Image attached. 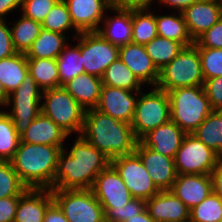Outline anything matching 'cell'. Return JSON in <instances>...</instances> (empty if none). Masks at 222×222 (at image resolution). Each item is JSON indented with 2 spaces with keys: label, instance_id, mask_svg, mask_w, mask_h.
Instances as JSON below:
<instances>
[{
  "label": "cell",
  "instance_id": "obj_1",
  "mask_svg": "<svg viewBox=\"0 0 222 222\" xmlns=\"http://www.w3.org/2000/svg\"><path fill=\"white\" fill-rule=\"evenodd\" d=\"M66 148L65 143L59 153L52 189H91L96 176L111 164V160L80 135L69 151Z\"/></svg>",
  "mask_w": 222,
  "mask_h": 222
},
{
  "label": "cell",
  "instance_id": "obj_2",
  "mask_svg": "<svg viewBox=\"0 0 222 222\" xmlns=\"http://www.w3.org/2000/svg\"><path fill=\"white\" fill-rule=\"evenodd\" d=\"M80 136L110 160L133 153L138 142L131 124L96 109L85 111Z\"/></svg>",
  "mask_w": 222,
  "mask_h": 222
},
{
  "label": "cell",
  "instance_id": "obj_3",
  "mask_svg": "<svg viewBox=\"0 0 222 222\" xmlns=\"http://www.w3.org/2000/svg\"><path fill=\"white\" fill-rule=\"evenodd\" d=\"M64 147L19 142L10 163L27 188L51 190Z\"/></svg>",
  "mask_w": 222,
  "mask_h": 222
},
{
  "label": "cell",
  "instance_id": "obj_4",
  "mask_svg": "<svg viewBox=\"0 0 222 222\" xmlns=\"http://www.w3.org/2000/svg\"><path fill=\"white\" fill-rule=\"evenodd\" d=\"M167 94L171 120L186 134H192L213 111L203 85L176 88Z\"/></svg>",
  "mask_w": 222,
  "mask_h": 222
},
{
  "label": "cell",
  "instance_id": "obj_5",
  "mask_svg": "<svg viewBox=\"0 0 222 222\" xmlns=\"http://www.w3.org/2000/svg\"><path fill=\"white\" fill-rule=\"evenodd\" d=\"M41 113L50 118L69 136L76 132L80 135L85 109L63 87L43 90ZM71 134V135H70Z\"/></svg>",
  "mask_w": 222,
  "mask_h": 222
},
{
  "label": "cell",
  "instance_id": "obj_6",
  "mask_svg": "<svg viewBox=\"0 0 222 222\" xmlns=\"http://www.w3.org/2000/svg\"><path fill=\"white\" fill-rule=\"evenodd\" d=\"M204 85L199 50L193 44L183 49L160 70L157 88L169 91L181 87Z\"/></svg>",
  "mask_w": 222,
  "mask_h": 222
},
{
  "label": "cell",
  "instance_id": "obj_7",
  "mask_svg": "<svg viewBox=\"0 0 222 222\" xmlns=\"http://www.w3.org/2000/svg\"><path fill=\"white\" fill-rule=\"evenodd\" d=\"M151 89L148 93L139 91L137 98L131 126L138 141L150 131L171 120L167 92L157 87Z\"/></svg>",
  "mask_w": 222,
  "mask_h": 222
},
{
  "label": "cell",
  "instance_id": "obj_8",
  "mask_svg": "<svg viewBox=\"0 0 222 222\" xmlns=\"http://www.w3.org/2000/svg\"><path fill=\"white\" fill-rule=\"evenodd\" d=\"M43 90L36 84L35 80L27 76L16 90L8 95L4 108L10 107L6 113L13 121L14 128L21 136L41 113V98Z\"/></svg>",
  "mask_w": 222,
  "mask_h": 222
},
{
  "label": "cell",
  "instance_id": "obj_9",
  "mask_svg": "<svg viewBox=\"0 0 222 222\" xmlns=\"http://www.w3.org/2000/svg\"><path fill=\"white\" fill-rule=\"evenodd\" d=\"M51 192L69 222H105L103 207L91 189H51Z\"/></svg>",
  "mask_w": 222,
  "mask_h": 222
},
{
  "label": "cell",
  "instance_id": "obj_10",
  "mask_svg": "<svg viewBox=\"0 0 222 222\" xmlns=\"http://www.w3.org/2000/svg\"><path fill=\"white\" fill-rule=\"evenodd\" d=\"M220 159L193 134H187L174 157V163L177 174H210Z\"/></svg>",
  "mask_w": 222,
  "mask_h": 222
},
{
  "label": "cell",
  "instance_id": "obj_11",
  "mask_svg": "<svg viewBox=\"0 0 222 222\" xmlns=\"http://www.w3.org/2000/svg\"><path fill=\"white\" fill-rule=\"evenodd\" d=\"M80 52L84 72L99 78L119 58V47L112 45L97 31L80 33Z\"/></svg>",
  "mask_w": 222,
  "mask_h": 222
},
{
  "label": "cell",
  "instance_id": "obj_12",
  "mask_svg": "<svg viewBox=\"0 0 222 222\" xmlns=\"http://www.w3.org/2000/svg\"><path fill=\"white\" fill-rule=\"evenodd\" d=\"M111 165L119 173L133 198L147 201L160 192L135 152L112 159Z\"/></svg>",
  "mask_w": 222,
  "mask_h": 222
},
{
  "label": "cell",
  "instance_id": "obj_13",
  "mask_svg": "<svg viewBox=\"0 0 222 222\" xmlns=\"http://www.w3.org/2000/svg\"><path fill=\"white\" fill-rule=\"evenodd\" d=\"M91 190L103 208L122 209L133 199L126 184L111 164L96 176Z\"/></svg>",
  "mask_w": 222,
  "mask_h": 222
},
{
  "label": "cell",
  "instance_id": "obj_14",
  "mask_svg": "<svg viewBox=\"0 0 222 222\" xmlns=\"http://www.w3.org/2000/svg\"><path fill=\"white\" fill-rule=\"evenodd\" d=\"M139 91L102 85L96 110L118 121L132 123Z\"/></svg>",
  "mask_w": 222,
  "mask_h": 222
},
{
  "label": "cell",
  "instance_id": "obj_15",
  "mask_svg": "<svg viewBox=\"0 0 222 222\" xmlns=\"http://www.w3.org/2000/svg\"><path fill=\"white\" fill-rule=\"evenodd\" d=\"M64 2L75 30L79 33L96 32L105 14L113 5L112 0H64Z\"/></svg>",
  "mask_w": 222,
  "mask_h": 222
},
{
  "label": "cell",
  "instance_id": "obj_16",
  "mask_svg": "<svg viewBox=\"0 0 222 222\" xmlns=\"http://www.w3.org/2000/svg\"><path fill=\"white\" fill-rule=\"evenodd\" d=\"M141 159L150 178L160 191L170 190L176 177L174 158L162 155L138 141L134 151Z\"/></svg>",
  "mask_w": 222,
  "mask_h": 222
},
{
  "label": "cell",
  "instance_id": "obj_17",
  "mask_svg": "<svg viewBox=\"0 0 222 222\" xmlns=\"http://www.w3.org/2000/svg\"><path fill=\"white\" fill-rule=\"evenodd\" d=\"M119 58L145 86L156 87L160 71L147 54L145 46L130 42L119 47Z\"/></svg>",
  "mask_w": 222,
  "mask_h": 222
},
{
  "label": "cell",
  "instance_id": "obj_18",
  "mask_svg": "<svg viewBox=\"0 0 222 222\" xmlns=\"http://www.w3.org/2000/svg\"><path fill=\"white\" fill-rule=\"evenodd\" d=\"M189 35L195 41L222 17V3L198 0L182 12Z\"/></svg>",
  "mask_w": 222,
  "mask_h": 222
},
{
  "label": "cell",
  "instance_id": "obj_19",
  "mask_svg": "<svg viewBox=\"0 0 222 222\" xmlns=\"http://www.w3.org/2000/svg\"><path fill=\"white\" fill-rule=\"evenodd\" d=\"M170 191L190 210L212 192L210 174H177Z\"/></svg>",
  "mask_w": 222,
  "mask_h": 222
},
{
  "label": "cell",
  "instance_id": "obj_20",
  "mask_svg": "<svg viewBox=\"0 0 222 222\" xmlns=\"http://www.w3.org/2000/svg\"><path fill=\"white\" fill-rule=\"evenodd\" d=\"M109 11L114 14H105L97 32L118 47L132 42V9L113 4Z\"/></svg>",
  "mask_w": 222,
  "mask_h": 222
},
{
  "label": "cell",
  "instance_id": "obj_21",
  "mask_svg": "<svg viewBox=\"0 0 222 222\" xmlns=\"http://www.w3.org/2000/svg\"><path fill=\"white\" fill-rule=\"evenodd\" d=\"M146 209L155 222H189V209L170 190L147 200Z\"/></svg>",
  "mask_w": 222,
  "mask_h": 222
},
{
  "label": "cell",
  "instance_id": "obj_22",
  "mask_svg": "<svg viewBox=\"0 0 222 222\" xmlns=\"http://www.w3.org/2000/svg\"><path fill=\"white\" fill-rule=\"evenodd\" d=\"M186 135L170 120L147 133L140 141L153 151L174 158Z\"/></svg>",
  "mask_w": 222,
  "mask_h": 222
},
{
  "label": "cell",
  "instance_id": "obj_23",
  "mask_svg": "<svg viewBox=\"0 0 222 222\" xmlns=\"http://www.w3.org/2000/svg\"><path fill=\"white\" fill-rule=\"evenodd\" d=\"M53 201L50 189L28 188L19 197L14 222H43L45 211Z\"/></svg>",
  "mask_w": 222,
  "mask_h": 222
},
{
  "label": "cell",
  "instance_id": "obj_24",
  "mask_svg": "<svg viewBox=\"0 0 222 222\" xmlns=\"http://www.w3.org/2000/svg\"><path fill=\"white\" fill-rule=\"evenodd\" d=\"M69 135L50 118L40 113L20 136V142L64 146Z\"/></svg>",
  "mask_w": 222,
  "mask_h": 222
},
{
  "label": "cell",
  "instance_id": "obj_25",
  "mask_svg": "<svg viewBox=\"0 0 222 222\" xmlns=\"http://www.w3.org/2000/svg\"><path fill=\"white\" fill-rule=\"evenodd\" d=\"M102 79L87 73L77 75L63 87L85 109H95L99 101Z\"/></svg>",
  "mask_w": 222,
  "mask_h": 222
},
{
  "label": "cell",
  "instance_id": "obj_26",
  "mask_svg": "<svg viewBox=\"0 0 222 222\" xmlns=\"http://www.w3.org/2000/svg\"><path fill=\"white\" fill-rule=\"evenodd\" d=\"M72 37L58 32H52L41 28L38 38L33 42L31 48L27 51V58H49L56 59L63 49L68 45Z\"/></svg>",
  "mask_w": 222,
  "mask_h": 222
},
{
  "label": "cell",
  "instance_id": "obj_27",
  "mask_svg": "<svg viewBox=\"0 0 222 222\" xmlns=\"http://www.w3.org/2000/svg\"><path fill=\"white\" fill-rule=\"evenodd\" d=\"M29 76L27 57L24 53H15L0 59V81L9 95Z\"/></svg>",
  "mask_w": 222,
  "mask_h": 222
},
{
  "label": "cell",
  "instance_id": "obj_28",
  "mask_svg": "<svg viewBox=\"0 0 222 222\" xmlns=\"http://www.w3.org/2000/svg\"><path fill=\"white\" fill-rule=\"evenodd\" d=\"M157 35L180 42L184 47L194 44L186 27L185 19L182 13L158 15L155 13Z\"/></svg>",
  "mask_w": 222,
  "mask_h": 222
},
{
  "label": "cell",
  "instance_id": "obj_29",
  "mask_svg": "<svg viewBox=\"0 0 222 222\" xmlns=\"http://www.w3.org/2000/svg\"><path fill=\"white\" fill-rule=\"evenodd\" d=\"M74 39L77 40L76 45L71 46L72 44H68L56 58L59 86H64L75 76L85 73L80 52V34Z\"/></svg>",
  "mask_w": 222,
  "mask_h": 222
},
{
  "label": "cell",
  "instance_id": "obj_30",
  "mask_svg": "<svg viewBox=\"0 0 222 222\" xmlns=\"http://www.w3.org/2000/svg\"><path fill=\"white\" fill-rule=\"evenodd\" d=\"M8 23L12 25L10 28L15 51L17 53L26 54L40 34L42 28L41 23L36 22L23 14L20 15L19 19L14 21V24H11L12 21H9Z\"/></svg>",
  "mask_w": 222,
  "mask_h": 222
},
{
  "label": "cell",
  "instance_id": "obj_31",
  "mask_svg": "<svg viewBox=\"0 0 222 222\" xmlns=\"http://www.w3.org/2000/svg\"><path fill=\"white\" fill-rule=\"evenodd\" d=\"M192 134L222 158V110H213Z\"/></svg>",
  "mask_w": 222,
  "mask_h": 222
},
{
  "label": "cell",
  "instance_id": "obj_32",
  "mask_svg": "<svg viewBox=\"0 0 222 222\" xmlns=\"http://www.w3.org/2000/svg\"><path fill=\"white\" fill-rule=\"evenodd\" d=\"M29 76L42 89L59 87V75L56 59L27 58Z\"/></svg>",
  "mask_w": 222,
  "mask_h": 222
},
{
  "label": "cell",
  "instance_id": "obj_33",
  "mask_svg": "<svg viewBox=\"0 0 222 222\" xmlns=\"http://www.w3.org/2000/svg\"><path fill=\"white\" fill-rule=\"evenodd\" d=\"M101 79L103 85L110 87L128 89L131 91H142L141 89H144L142 86L143 84L120 58L109 65Z\"/></svg>",
  "mask_w": 222,
  "mask_h": 222
},
{
  "label": "cell",
  "instance_id": "obj_34",
  "mask_svg": "<svg viewBox=\"0 0 222 222\" xmlns=\"http://www.w3.org/2000/svg\"><path fill=\"white\" fill-rule=\"evenodd\" d=\"M132 9V42L140 45L149 43L157 36L154 9Z\"/></svg>",
  "mask_w": 222,
  "mask_h": 222
},
{
  "label": "cell",
  "instance_id": "obj_35",
  "mask_svg": "<svg viewBox=\"0 0 222 222\" xmlns=\"http://www.w3.org/2000/svg\"><path fill=\"white\" fill-rule=\"evenodd\" d=\"M144 46L159 71L170 63L184 47L180 42L158 35Z\"/></svg>",
  "mask_w": 222,
  "mask_h": 222
},
{
  "label": "cell",
  "instance_id": "obj_36",
  "mask_svg": "<svg viewBox=\"0 0 222 222\" xmlns=\"http://www.w3.org/2000/svg\"><path fill=\"white\" fill-rule=\"evenodd\" d=\"M41 25L42 28L52 32H58L68 35L66 34V32L68 31L67 33H71L74 29L75 33L72 34L73 36L76 37L80 34L77 30H75L67 5L64 0H59L54 5V7L50 10Z\"/></svg>",
  "mask_w": 222,
  "mask_h": 222
},
{
  "label": "cell",
  "instance_id": "obj_37",
  "mask_svg": "<svg viewBox=\"0 0 222 222\" xmlns=\"http://www.w3.org/2000/svg\"><path fill=\"white\" fill-rule=\"evenodd\" d=\"M20 142V136L6 111L0 112V161H10Z\"/></svg>",
  "mask_w": 222,
  "mask_h": 222
},
{
  "label": "cell",
  "instance_id": "obj_38",
  "mask_svg": "<svg viewBox=\"0 0 222 222\" xmlns=\"http://www.w3.org/2000/svg\"><path fill=\"white\" fill-rule=\"evenodd\" d=\"M221 220L222 199L213 192L189 210V222H220Z\"/></svg>",
  "mask_w": 222,
  "mask_h": 222
},
{
  "label": "cell",
  "instance_id": "obj_39",
  "mask_svg": "<svg viewBox=\"0 0 222 222\" xmlns=\"http://www.w3.org/2000/svg\"><path fill=\"white\" fill-rule=\"evenodd\" d=\"M27 189L10 161H0V198L21 196Z\"/></svg>",
  "mask_w": 222,
  "mask_h": 222
},
{
  "label": "cell",
  "instance_id": "obj_40",
  "mask_svg": "<svg viewBox=\"0 0 222 222\" xmlns=\"http://www.w3.org/2000/svg\"><path fill=\"white\" fill-rule=\"evenodd\" d=\"M201 59L204 81L222 76V48L197 47Z\"/></svg>",
  "mask_w": 222,
  "mask_h": 222
},
{
  "label": "cell",
  "instance_id": "obj_41",
  "mask_svg": "<svg viewBox=\"0 0 222 222\" xmlns=\"http://www.w3.org/2000/svg\"><path fill=\"white\" fill-rule=\"evenodd\" d=\"M146 209V201L133 198L124 208H103L106 222H125L128 218L136 216Z\"/></svg>",
  "mask_w": 222,
  "mask_h": 222
},
{
  "label": "cell",
  "instance_id": "obj_42",
  "mask_svg": "<svg viewBox=\"0 0 222 222\" xmlns=\"http://www.w3.org/2000/svg\"><path fill=\"white\" fill-rule=\"evenodd\" d=\"M59 0H23L21 14L42 23Z\"/></svg>",
  "mask_w": 222,
  "mask_h": 222
},
{
  "label": "cell",
  "instance_id": "obj_43",
  "mask_svg": "<svg viewBox=\"0 0 222 222\" xmlns=\"http://www.w3.org/2000/svg\"><path fill=\"white\" fill-rule=\"evenodd\" d=\"M196 47L222 48V17L195 41Z\"/></svg>",
  "mask_w": 222,
  "mask_h": 222
},
{
  "label": "cell",
  "instance_id": "obj_44",
  "mask_svg": "<svg viewBox=\"0 0 222 222\" xmlns=\"http://www.w3.org/2000/svg\"><path fill=\"white\" fill-rule=\"evenodd\" d=\"M204 90L213 110H222V76L206 79Z\"/></svg>",
  "mask_w": 222,
  "mask_h": 222
},
{
  "label": "cell",
  "instance_id": "obj_45",
  "mask_svg": "<svg viewBox=\"0 0 222 222\" xmlns=\"http://www.w3.org/2000/svg\"><path fill=\"white\" fill-rule=\"evenodd\" d=\"M7 23V19L0 20V59L16 53L12 43L11 28Z\"/></svg>",
  "mask_w": 222,
  "mask_h": 222
},
{
  "label": "cell",
  "instance_id": "obj_46",
  "mask_svg": "<svg viewBox=\"0 0 222 222\" xmlns=\"http://www.w3.org/2000/svg\"><path fill=\"white\" fill-rule=\"evenodd\" d=\"M19 197L0 198V222H14Z\"/></svg>",
  "mask_w": 222,
  "mask_h": 222
},
{
  "label": "cell",
  "instance_id": "obj_47",
  "mask_svg": "<svg viewBox=\"0 0 222 222\" xmlns=\"http://www.w3.org/2000/svg\"><path fill=\"white\" fill-rule=\"evenodd\" d=\"M43 222H69L61 208L53 201L46 209Z\"/></svg>",
  "mask_w": 222,
  "mask_h": 222
},
{
  "label": "cell",
  "instance_id": "obj_48",
  "mask_svg": "<svg viewBox=\"0 0 222 222\" xmlns=\"http://www.w3.org/2000/svg\"><path fill=\"white\" fill-rule=\"evenodd\" d=\"M213 193L222 199V158L210 173Z\"/></svg>",
  "mask_w": 222,
  "mask_h": 222
},
{
  "label": "cell",
  "instance_id": "obj_49",
  "mask_svg": "<svg viewBox=\"0 0 222 222\" xmlns=\"http://www.w3.org/2000/svg\"><path fill=\"white\" fill-rule=\"evenodd\" d=\"M156 0H112L114 5L126 7L130 9L151 8Z\"/></svg>",
  "mask_w": 222,
  "mask_h": 222
},
{
  "label": "cell",
  "instance_id": "obj_50",
  "mask_svg": "<svg viewBox=\"0 0 222 222\" xmlns=\"http://www.w3.org/2000/svg\"><path fill=\"white\" fill-rule=\"evenodd\" d=\"M23 0H0V20H6V15L22 7Z\"/></svg>",
  "mask_w": 222,
  "mask_h": 222
},
{
  "label": "cell",
  "instance_id": "obj_51",
  "mask_svg": "<svg viewBox=\"0 0 222 222\" xmlns=\"http://www.w3.org/2000/svg\"><path fill=\"white\" fill-rule=\"evenodd\" d=\"M196 1L198 0H157V2L162 5V7L164 6L166 8L170 7L172 11L174 9L175 10L174 12H180V13H182L186 8L191 6Z\"/></svg>",
  "mask_w": 222,
  "mask_h": 222
},
{
  "label": "cell",
  "instance_id": "obj_52",
  "mask_svg": "<svg viewBox=\"0 0 222 222\" xmlns=\"http://www.w3.org/2000/svg\"><path fill=\"white\" fill-rule=\"evenodd\" d=\"M125 222H155L153 218L149 215L147 209H145L140 214L128 218Z\"/></svg>",
  "mask_w": 222,
  "mask_h": 222
},
{
  "label": "cell",
  "instance_id": "obj_53",
  "mask_svg": "<svg viewBox=\"0 0 222 222\" xmlns=\"http://www.w3.org/2000/svg\"><path fill=\"white\" fill-rule=\"evenodd\" d=\"M7 100H8V94L6 93V90L0 81V108L4 109Z\"/></svg>",
  "mask_w": 222,
  "mask_h": 222
}]
</instances>
